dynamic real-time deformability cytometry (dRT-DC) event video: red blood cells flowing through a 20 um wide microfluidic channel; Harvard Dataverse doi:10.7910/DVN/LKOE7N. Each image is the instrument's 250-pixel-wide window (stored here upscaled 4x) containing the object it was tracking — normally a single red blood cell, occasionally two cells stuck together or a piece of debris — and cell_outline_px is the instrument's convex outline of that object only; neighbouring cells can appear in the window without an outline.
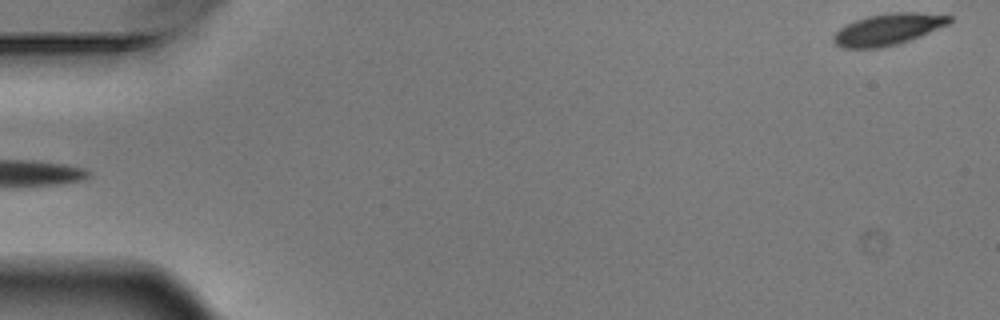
{"species": "Egyptian fruit bat (a non-hibernating species)", "species_latin": "Rousettus aegyptiacus", "temperature_condition": "warm", "stored_images_in_passage": 5, "segment_of_instrument_passage": [2, 2], "camera_frame_rate_fps": 3000, "um_per_image_px": 0.085, "animal": {"sex": "male"}, "frame": {"image": 1, "passage_image": 5, "time_ms": 1.333, "image_size_px": [1000, 320], "cell_outline_px": [[952, 20], [948, 24], [920, 36], [896, 44], [880, 48], [840, 48], [832, 40], [832, 36], [840, 28], [856, 20], [868, 16], [892, 12], [920, 12], [952, 16]], "centroid_in_image_um": [75.47, 2.49], "position_along_channel_um": 9.5, "area_um2": 21.1}}